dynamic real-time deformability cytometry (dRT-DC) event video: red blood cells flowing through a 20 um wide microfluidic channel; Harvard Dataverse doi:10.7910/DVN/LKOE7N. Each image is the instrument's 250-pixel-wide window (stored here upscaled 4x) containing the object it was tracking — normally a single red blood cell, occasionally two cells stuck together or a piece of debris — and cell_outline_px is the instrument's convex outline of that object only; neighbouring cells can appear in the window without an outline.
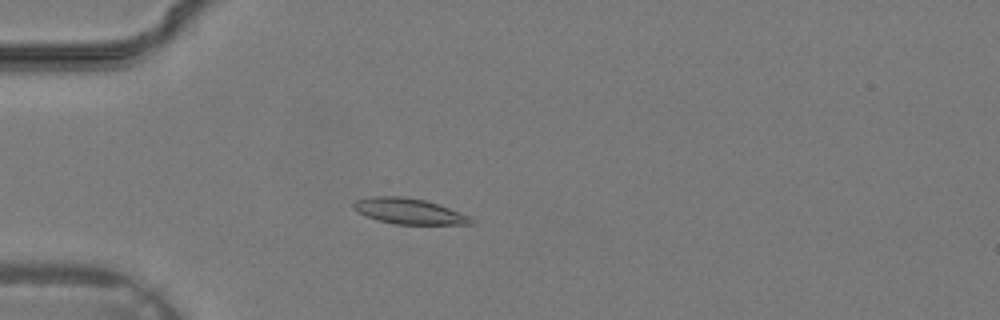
{"species": "common noctule bat (a hibernating species)", "species_latin": "Nyctalus noctula", "temperature_condition": "warm", "stored_images_in_passage": 29, "camera_frame_rate_fps": 3000, "um_per_image_px": 0.085, "animal": {"sex": "male", "body_mass_g": 19.2, "forearm_length_mm": 51.8}, "frame": {"image": 1, "passage_image": 10, "time_ms": 3.0, "image_size_px": [1000, 320], "cell_outline_px": [[476, 224], [396, 224], [364, 216], [356, 212], [352, 208], [352, 204], [356, 200], [372, 196], [404, 196], [424, 200], [440, 204], [472, 216], [476, 220]], "centroid_in_image_um": [34.81, 17.95], "position_along_channel_um": 50.2, "area_um2": 17.92}}
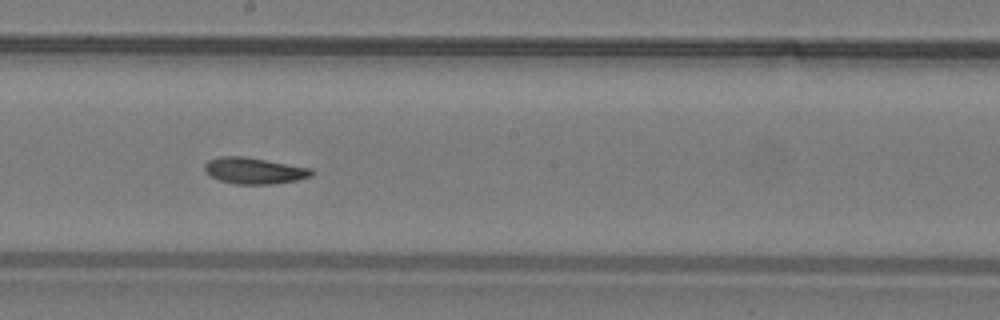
{"frame": {"image": 2, "passage_image": 20, "time_ms": 6.333, "image_size_px": [1000, 320], "cell_outline_px": [[312, 176], [296, 180], [272, 184], [236, 184], [220, 180], [212, 176], [204, 168], [204, 164], [208, 160], [220, 156], [244, 156], [312, 168]], "centroid_in_image_um": [21.61, 14.5], "position_along_channel_um": 226.6, "area_um2": 16.24}}
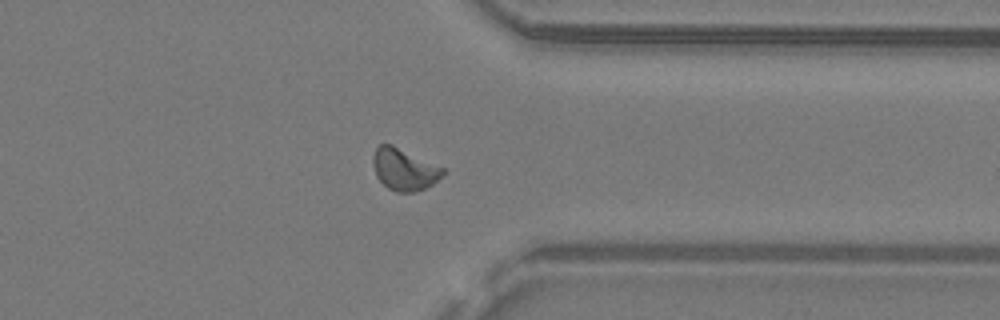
{"frame": {"image": 3, "passage_image": 28, "time_ms": 9.0, "image_size_px": [1000, 320], "cell_outline_px": [[448, 172], [432, 184], [416, 192], [396, 192], [388, 188], [376, 176], [372, 160], [372, 156], [376, 148], [380, 144], [392, 144], [444, 168]], "centroid_in_image_um": [34.36, 14.39], "position_along_channel_um": 377.0, "area_um2": 17.05}}